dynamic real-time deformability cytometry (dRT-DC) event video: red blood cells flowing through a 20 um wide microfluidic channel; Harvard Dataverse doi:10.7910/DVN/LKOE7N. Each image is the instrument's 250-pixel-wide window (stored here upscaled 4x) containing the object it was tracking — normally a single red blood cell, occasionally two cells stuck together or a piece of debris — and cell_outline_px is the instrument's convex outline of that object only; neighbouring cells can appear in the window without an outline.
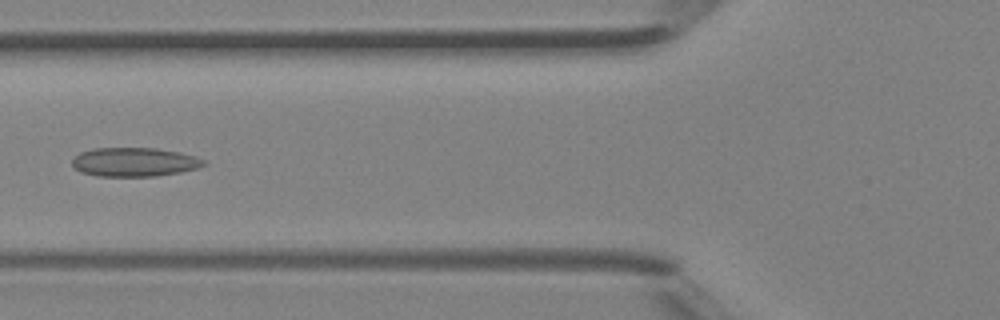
{"species": "Egyptian fruit bat (a non-hibernating species)", "species_latin": "Rousettus aegyptiacus", "temperature_condition": "room temperature", "stored_images_in_passage": 38, "camera_frame_rate_fps": 3000, "um_per_image_px": 0.085, "animal": {"sex": "female"}, "frame": {"image": 1, "passage_image": 10, "time_ms": 3.0, "image_size_px": [1000, 320], "cell_outline_px": [[208, 164], [196, 168], [180, 172], [156, 176], [96, 176], [80, 172], [72, 164], [72, 160], [80, 152], [92, 148], [156, 148], [180, 152], [196, 156], [204, 160]], "centroid_in_image_um": [11.43, 13.77], "position_along_channel_um": 114.4, "area_um2": 22.25}}
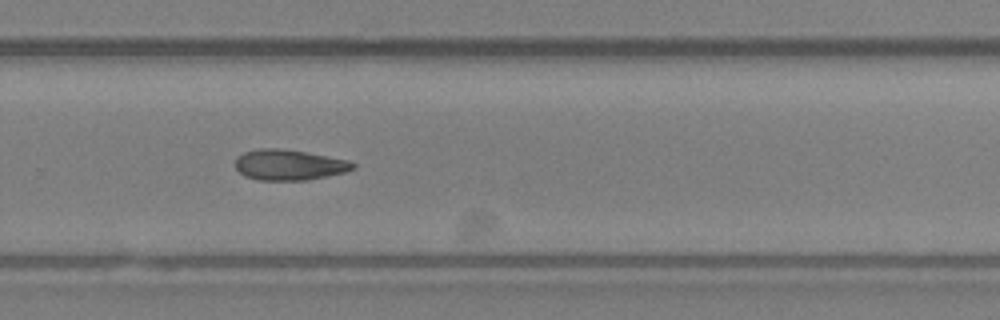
{"frame": {"image": 2, "passage_image": 23, "time_ms": 7.333, "image_size_px": [1000, 320], "cell_outline_px": [[356, 168], [344, 172], [328, 176], [304, 180], [256, 180], [244, 176], [236, 168], [236, 156], [244, 152], [260, 148], [280, 148], [304, 152], [348, 160], [356, 164]], "centroid_in_image_um": [24.55, 14.01], "position_along_channel_um": 305.2, "area_um2": 20.92}}
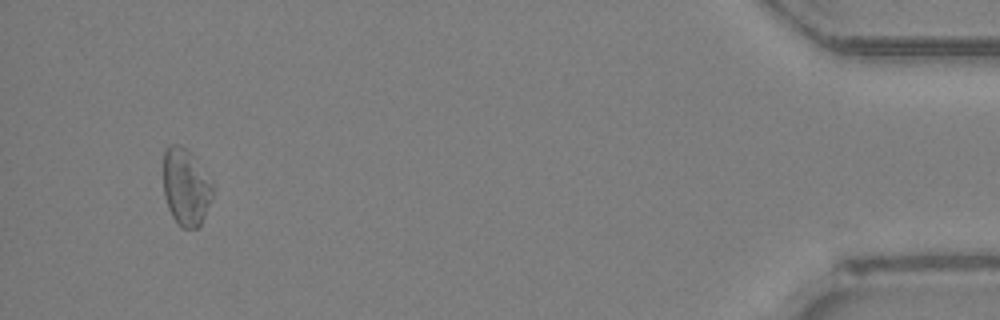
{"frame": {"image": 3, "passage_image": 36, "time_ms": 11.667, "image_size_px": [1000, 320], "cell_outline_px": [[212, 196], [200, 224], [196, 228], [180, 228], [172, 216], [168, 208], [164, 196], [164, 148], [168, 144], [180, 144], [192, 156], [212, 184]], "centroid_in_image_um": [15.75, 15.91], "position_along_channel_um": 419.5, "area_um2": 21.62}, "authors_computed_cell_mechanics": {"area_um2": 21.4727, "velocity_mm_per_s": 4.4184, "shape_relaxation_time_tau1_ms": null, "shape_relaxation_time_tau2_ms": 4.7292, "deformation_change_tau1": null, "deformation_change_tau2": 0.0795}}